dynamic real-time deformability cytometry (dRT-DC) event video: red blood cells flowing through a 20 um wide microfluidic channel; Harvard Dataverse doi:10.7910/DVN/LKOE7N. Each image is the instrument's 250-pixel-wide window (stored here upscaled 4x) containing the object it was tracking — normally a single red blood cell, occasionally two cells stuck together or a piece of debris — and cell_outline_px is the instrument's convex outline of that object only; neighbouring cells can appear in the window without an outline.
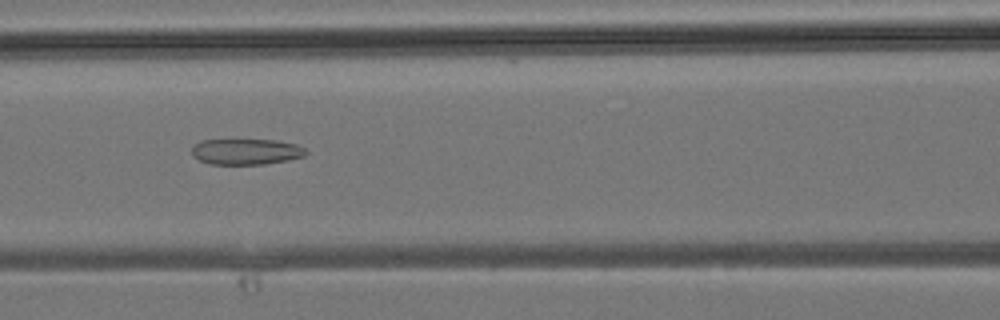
{"species": "common noctule bat (a hibernating species)", "species_latin": "Nyctalus noctula", "temperature_condition": "room temperature", "stored_images_in_passage": 33, "camera_frame_rate_fps": 3000, "um_per_image_px": 0.085, "animal": {"sex": "male", "body_mass_g": 19.2, "forearm_length_mm": 51.8}, "frame": {"image": 1, "passage_image": 12, "time_ms": 3.667, "image_size_px": [1000, 320], "cell_outline_px": [[308, 152], [304, 156], [288, 160], [264, 164], [208, 164], [192, 156], [192, 148], [196, 144], [204, 140], [276, 140], [296, 144], [304, 148]], "centroid_in_image_um": [20.93, 12.89], "position_along_channel_um": 145.7, "area_um2": 17.11}}
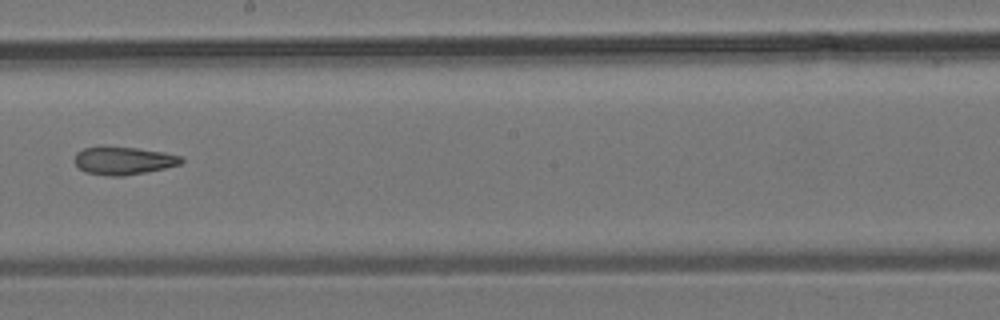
{"frame": {"image": 2, "passage_image": 17, "time_ms": 5.333, "image_size_px": [1000, 320], "cell_outline_px": [[184, 160], [180, 164], [164, 168], [124, 176], [108, 176], [84, 172], [72, 160], [76, 152], [84, 148], [100, 144], [136, 148], [164, 152], [180, 156]], "centroid_in_image_um": [10.41, 13.62], "position_along_channel_um": 237.8, "area_um2": 17.74}}
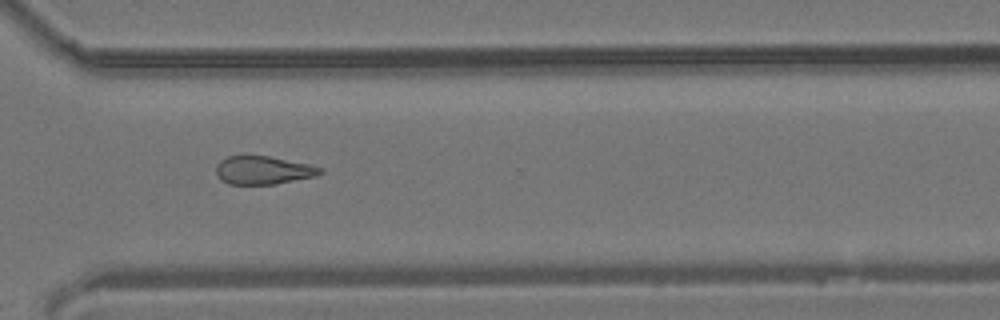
{"frame": {"image": 3, "passage_image": 23, "time_ms": 7.333, "image_size_px": [1000, 320], "cell_outline_px": [[324, 172], [316, 176], [276, 184], [228, 184], [220, 180], [216, 172], [216, 164], [220, 160], [228, 156], [268, 156], [312, 164], [324, 168]], "centroid_in_image_um": [22.4, 14.47], "position_along_channel_um": 348.2, "area_um2": 17.34}}